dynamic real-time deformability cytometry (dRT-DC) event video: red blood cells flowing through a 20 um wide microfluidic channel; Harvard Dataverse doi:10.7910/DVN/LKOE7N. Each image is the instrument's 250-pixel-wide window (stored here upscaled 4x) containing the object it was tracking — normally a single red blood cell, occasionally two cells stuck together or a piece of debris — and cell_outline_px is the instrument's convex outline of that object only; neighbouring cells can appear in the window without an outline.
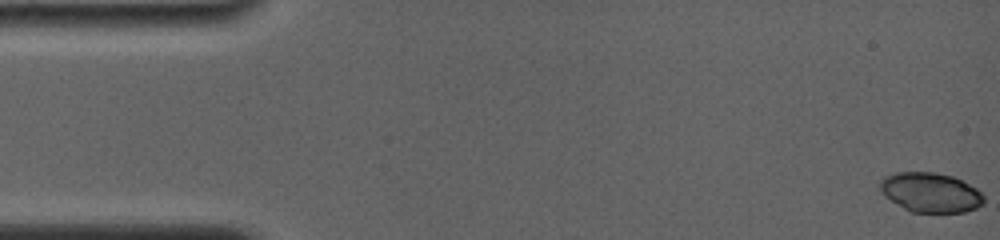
{"species": "common noctule bat (a hibernating species)", "species_latin": "Nyctalus noctula", "temperature_condition": "room temperature", "stored_images_in_passage": 14, "camera_frame_rate_fps": 4000, "um_per_image_px": 0.085, "animal": {"sex": "female", "body_mass_g": 19.0, "forearm_length_mm": 56.7}, "frame": {"image": 1, "passage_image": 1, "time_ms": 0.0, "image_size_px": [1000, 240], "cell_outline_px": [[984, 204], [976, 208], [964, 212], [908, 212], [884, 196], [880, 192], [880, 180], [884, 176], [896, 172], [932, 172], [952, 176], [976, 188], [984, 196]], "centroid_in_image_um": [79.06, 16.37], "position_along_channel_um": 5.9, "area_um2": 24.1}}
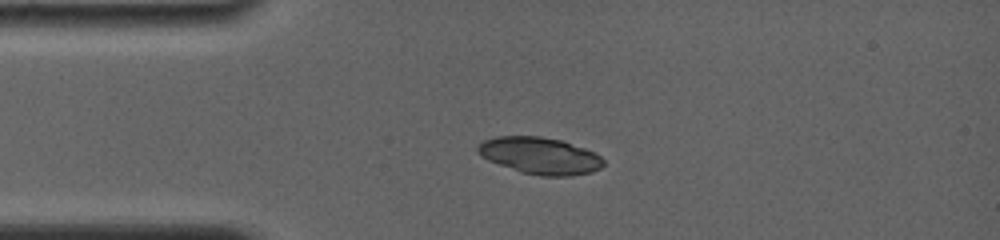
{"frame": {"image": 2, "passage_image": 12, "time_ms": 3.75, "image_size_px": [1000, 240], "cell_outline_px": [[604, 164], [600, 168], [592, 172], [568, 176], [540, 176], [520, 172], [488, 160], [480, 156], [476, 152], [476, 148], [484, 140], [496, 136], [540, 136], [564, 140], [596, 152], [604, 160]], "centroid_in_image_um": [45.9, 13.23], "position_along_channel_um": 39.1, "area_um2": 27.28}}